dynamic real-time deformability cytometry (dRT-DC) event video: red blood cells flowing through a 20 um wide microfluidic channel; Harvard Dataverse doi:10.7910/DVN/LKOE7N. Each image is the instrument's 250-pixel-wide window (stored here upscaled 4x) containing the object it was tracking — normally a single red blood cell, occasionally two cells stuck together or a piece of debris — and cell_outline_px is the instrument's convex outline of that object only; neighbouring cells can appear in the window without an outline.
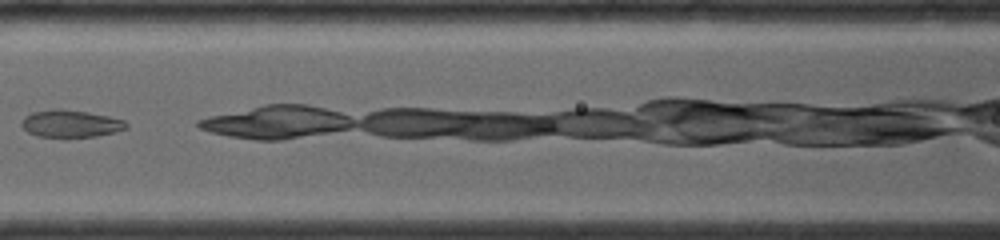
{"species": "common noctule bat (a hibernating species)", "species_latin": "Nyctalus noctula", "temperature_condition": "room temperature", "stored_images_in_passage": 17, "camera_frame_rate_fps": 4000, "um_per_image_px": 0.085, "animal": {"sex": "female", "body_mass_g": 19.0, "forearm_length_mm": 56.7}, "frame": {"image": 1, "passage_image": 8, "time_ms": 2.5, "image_size_px": [1000, 240], "cell_outline_px": [[128, 128], [96, 136], [64, 140], [36, 136], [28, 132], [20, 124], [20, 120], [24, 116], [32, 112], [56, 108], [60, 108], [88, 112], [108, 116], [124, 120], [128, 124]], "centroid_in_image_um": [5.95, 10.54], "position_along_channel_um": 160.7, "area_um2": 17.4}}